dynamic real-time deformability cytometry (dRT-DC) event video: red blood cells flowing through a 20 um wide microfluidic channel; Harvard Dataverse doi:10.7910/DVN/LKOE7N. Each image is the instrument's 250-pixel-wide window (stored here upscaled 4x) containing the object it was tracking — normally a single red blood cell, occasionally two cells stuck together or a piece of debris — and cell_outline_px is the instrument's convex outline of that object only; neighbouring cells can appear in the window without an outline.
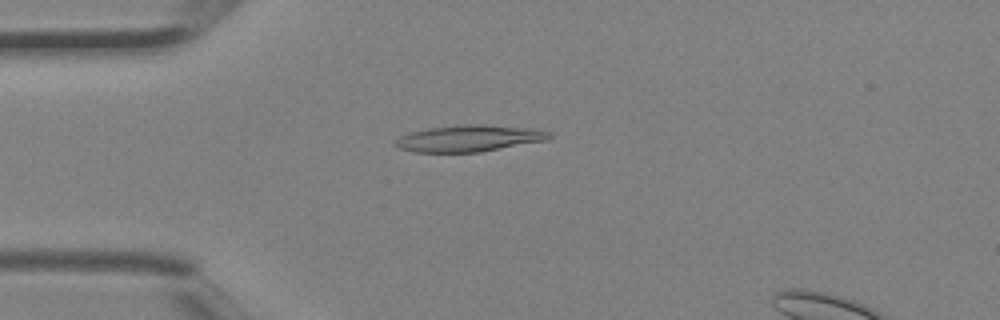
{"species": "Egyptian fruit bat (a non-hibernating species)", "species_latin": "Rousettus aegyptiacus", "temperature_condition": "room temperature", "stored_images_in_passage": 2, "camera_frame_rate_fps": 3000, "um_per_image_px": 0.085, "animal": {"sex": "female"}, "frame": {"image": 1, "passage_image": 1, "time_ms": 0.0, "image_size_px": [1000, 320], "cell_outline_px": [[552, 136], [548, 140], [480, 152], [416, 152], [400, 148], [392, 144], [392, 140], [400, 136], [412, 132], [428, 128], [464, 124], [484, 124], [536, 128], [552, 132]], "centroid_in_image_um": [39.91, 11.75], "position_along_channel_um": 45.1, "area_um2": 24.1}}